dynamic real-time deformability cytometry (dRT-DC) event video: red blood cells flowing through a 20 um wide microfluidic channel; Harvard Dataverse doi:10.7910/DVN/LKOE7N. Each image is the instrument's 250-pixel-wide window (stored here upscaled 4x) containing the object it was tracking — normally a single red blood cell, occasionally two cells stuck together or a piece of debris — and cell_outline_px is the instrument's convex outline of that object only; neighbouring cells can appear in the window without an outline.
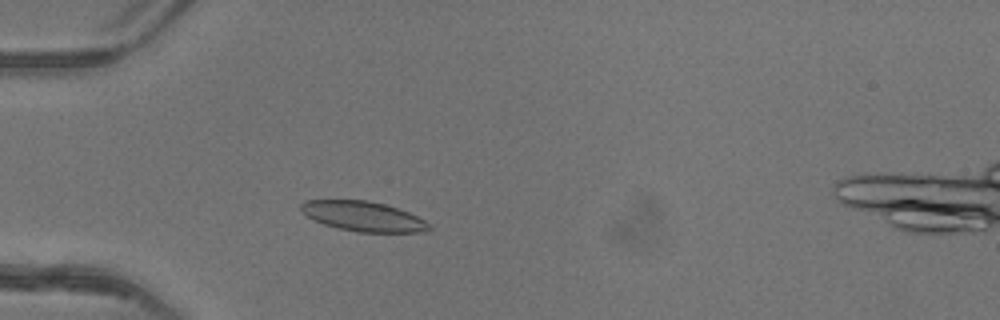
{"species": "common noctule bat (a hibernating species)", "species_latin": "Nyctalus noctula", "temperature_condition": "warm", "stored_images_in_passage": 44, "camera_frame_rate_fps": 3000, "um_per_image_px": 0.085, "animal": {"sex": "female"}, "frame": {"image": 1, "passage_image": 9, "time_ms": 2.667, "image_size_px": [1000, 320], "cell_outline_px": [[432, 228], [424, 232], [356, 232], [324, 224], [308, 216], [300, 208], [300, 204], [304, 200], [368, 200], [384, 204], [408, 212], [432, 224]], "centroid_in_image_um": [30.91, 18.39], "position_along_channel_um": 54.1, "area_um2": 22.14}}
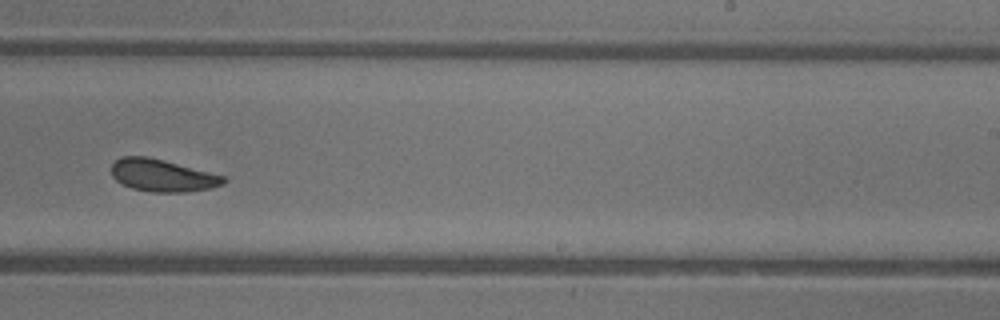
{"frame": {"image": 2, "passage_image": 26, "time_ms": 8.333, "image_size_px": [1000, 320], "cell_outline_px": [[228, 180], [224, 184], [212, 188], [184, 192], [152, 192], [132, 188], [116, 180], [112, 176], [112, 164], [120, 156], [144, 156], [164, 160], [224, 176]], "centroid_in_image_um": [13.81, 14.91], "position_along_channel_um": 275.2, "area_um2": 20.98}}
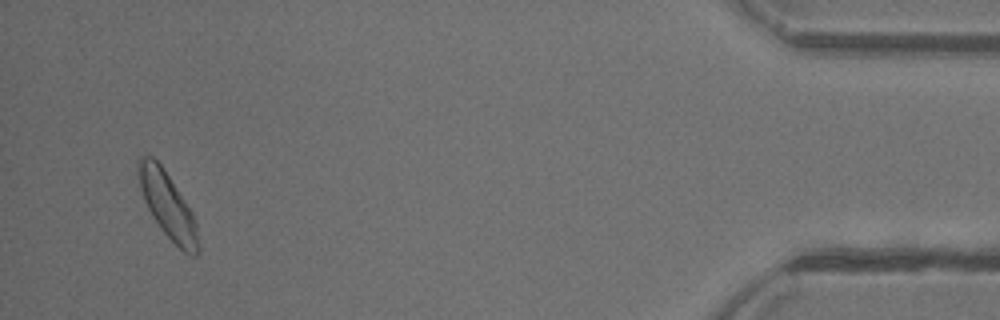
{"frame": {"image": 3, "passage_image": 42, "time_ms": 13.667, "image_size_px": [1000, 320], "cell_outline_px": [[200, 252], [196, 256], [192, 256], [184, 252], [160, 228], [152, 216], [144, 200], [140, 188], [136, 160], [140, 156], [152, 156], [164, 168], [192, 212], [196, 220], [200, 244]], "centroid_in_image_um": [14.27, 17.46], "position_along_channel_um": 420.9, "area_um2": 23.0}, "authors_computed_cell_mechanics": {"area_um2": 21.7906, "velocity_mm_per_s": 4.1269, "shape_relaxation_time_tau1_ms": 9.8405, "shape_relaxation_time_tau2_ms": 4.0855, "deformation_change_tau1": 0.2076, "deformation_change_tau2": 0.0944}}